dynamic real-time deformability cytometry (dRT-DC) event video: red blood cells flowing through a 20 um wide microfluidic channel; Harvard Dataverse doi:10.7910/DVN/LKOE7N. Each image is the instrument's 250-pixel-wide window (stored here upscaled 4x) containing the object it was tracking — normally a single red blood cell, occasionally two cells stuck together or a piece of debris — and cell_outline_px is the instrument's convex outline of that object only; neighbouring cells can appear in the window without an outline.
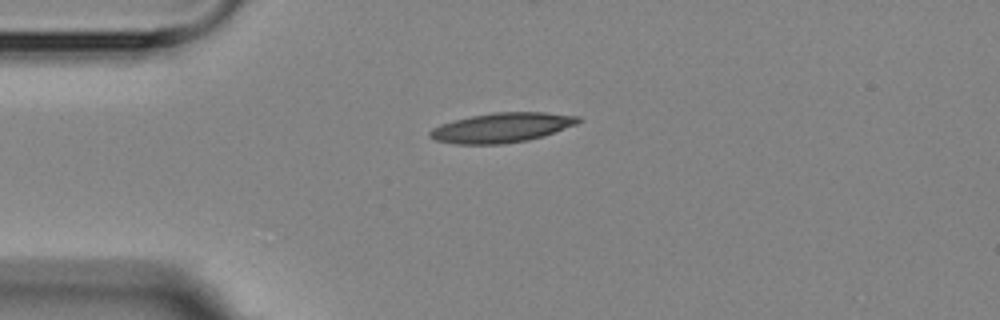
{"species": "Egyptian fruit bat (a non-hibernating species)", "species_latin": "Rousettus aegyptiacus", "temperature_condition": "room temperature", "stored_images_in_passage": 13, "camera_frame_rate_fps": 3000, "um_per_image_px": 0.085, "animal": {"sex": "female"}, "frame": {"image": 1, "passage_image": 1, "time_ms": 0.0, "image_size_px": [1000, 320], "cell_outline_px": [[580, 120], [576, 124], [528, 140], [504, 144], [456, 144], [436, 140], [428, 136], [428, 132], [432, 128], [440, 124], [452, 120], [492, 112], [544, 112], [580, 116]], "centroid_in_image_um": [42.59, 10.84], "position_along_channel_um": 42.4, "area_um2": 25.49}}
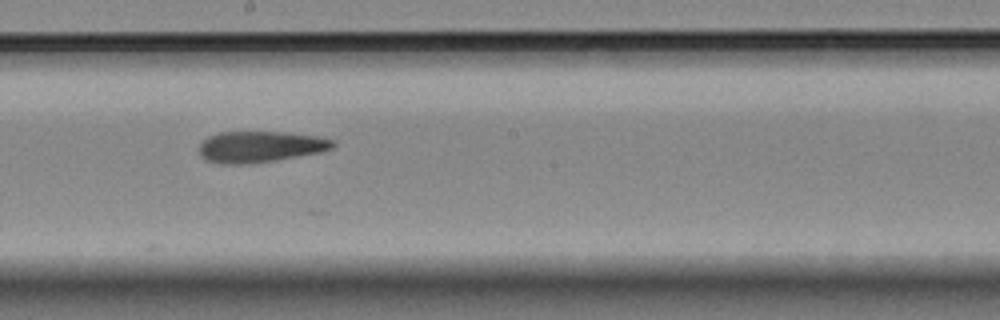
{"frame": {"image": 2, "passage_image": 6, "time_ms": 5.667, "image_size_px": [1000, 320], "cell_outline_px": [[336, 144], [332, 148], [320, 152], [276, 160], [244, 164], [220, 164], [204, 160], [200, 156], [200, 144], [208, 136], [220, 132], [284, 132], [320, 136], [336, 140]], "centroid_in_image_um": [22.13, 12.47], "position_along_channel_um": 226.1, "area_um2": 24.45}}
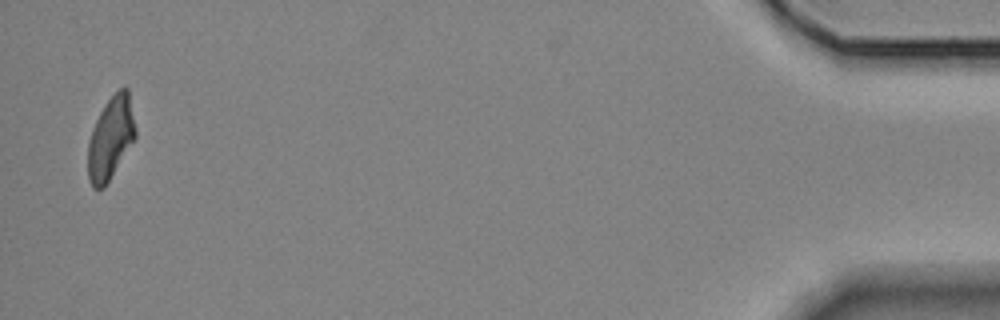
{"frame": {"image": 3, "passage_image": 13, "time_ms": 13.667, "image_size_px": [1000, 320], "cell_outline_px": [[136, 140], [104, 188], [92, 188], [88, 180], [88, 140], [92, 128], [104, 104], [124, 84], [128, 88], [136, 128]], "centroid_in_image_um": [9.42, 11.75], "position_along_channel_um": 425.8, "area_um2": 23.29}, "authors_computed_cell_mechanics": {"area_um2": 24.7962, "velocity_mm_per_s": 3.5862, "shape_relaxation_time_tau1_ms": 6.122, "shape_relaxation_time_tau2_ms": 6.1085, "deformation_change_tau1": 0.1551, "deformation_change_tau2": 0.1465}}